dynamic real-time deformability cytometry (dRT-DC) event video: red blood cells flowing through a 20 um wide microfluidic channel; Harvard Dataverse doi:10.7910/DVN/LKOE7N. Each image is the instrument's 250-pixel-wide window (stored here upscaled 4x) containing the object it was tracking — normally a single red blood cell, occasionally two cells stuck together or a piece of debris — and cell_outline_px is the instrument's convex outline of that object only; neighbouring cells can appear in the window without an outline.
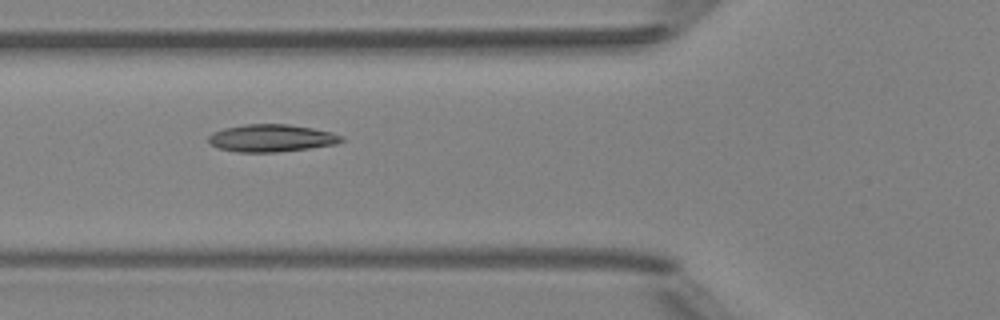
{"species": "Egyptian fruit bat (a non-hibernating species)", "species_latin": "Rousettus aegyptiacus", "temperature_condition": "room temperature", "stored_images_in_passage": 7, "camera_frame_rate_fps": 3000, "um_per_image_px": 0.085, "animal": {"sex": "female"}, "frame": {"image": 1, "passage_image": 5, "time_ms": 4.667, "image_size_px": [1000, 320], "cell_outline_px": [[344, 140], [336, 144], [308, 148], [276, 152], [236, 152], [220, 148], [212, 144], [208, 140], [208, 136], [212, 132], [224, 128], [244, 124], [288, 124], [312, 128], [332, 132], [344, 136]], "centroid_in_image_um": [23.08, 11.73], "position_along_channel_um": 102.7, "area_um2": 21.21}}
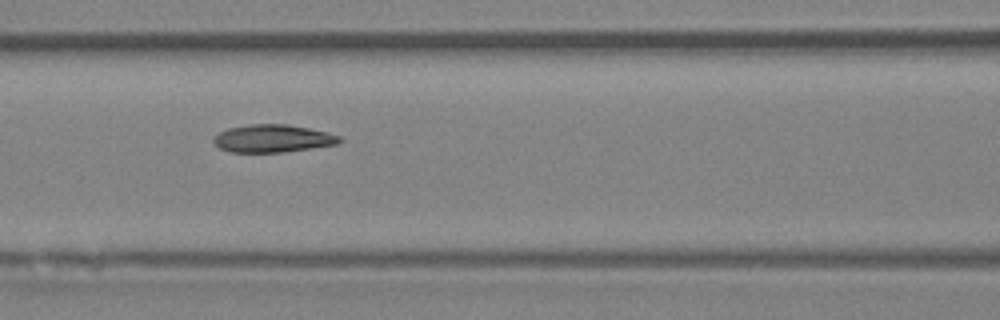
{"frame": {"image": 2, "passage_image": 6, "time_ms": 5.667, "image_size_px": [1000, 320], "cell_outline_px": [[344, 140], [336, 144], [312, 148], [284, 152], [228, 152], [220, 148], [212, 140], [212, 136], [228, 128], [248, 124], [288, 124], [328, 132], [340, 136]], "centroid_in_image_um": [23.17, 11.77], "position_along_channel_um": 143.4, "area_um2": 20.46}}
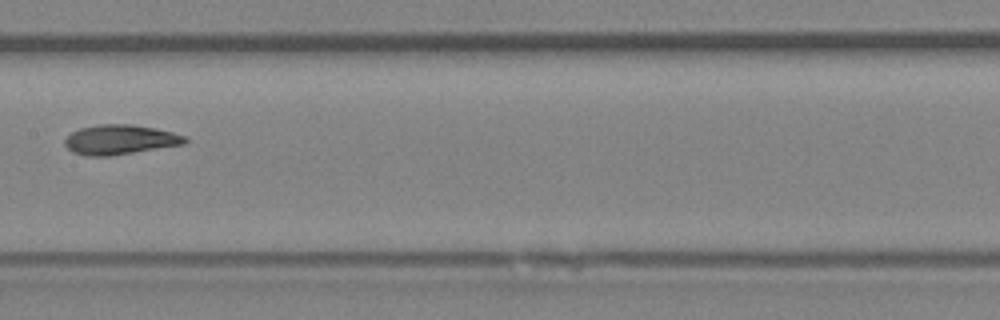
{"frame": {"image": 3, "passage_image": 7, "time_ms": 7.0, "image_size_px": [1000, 320], "cell_outline_px": [[188, 140], [184, 144], [108, 156], [88, 156], [72, 152], [64, 144], [64, 140], [72, 132], [80, 128], [100, 124], [132, 124], [156, 128], [172, 132], [184, 136]], "centroid_in_image_um": [10.18, 11.86], "position_along_channel_um": 197.2, "area_um2": 20.63}}